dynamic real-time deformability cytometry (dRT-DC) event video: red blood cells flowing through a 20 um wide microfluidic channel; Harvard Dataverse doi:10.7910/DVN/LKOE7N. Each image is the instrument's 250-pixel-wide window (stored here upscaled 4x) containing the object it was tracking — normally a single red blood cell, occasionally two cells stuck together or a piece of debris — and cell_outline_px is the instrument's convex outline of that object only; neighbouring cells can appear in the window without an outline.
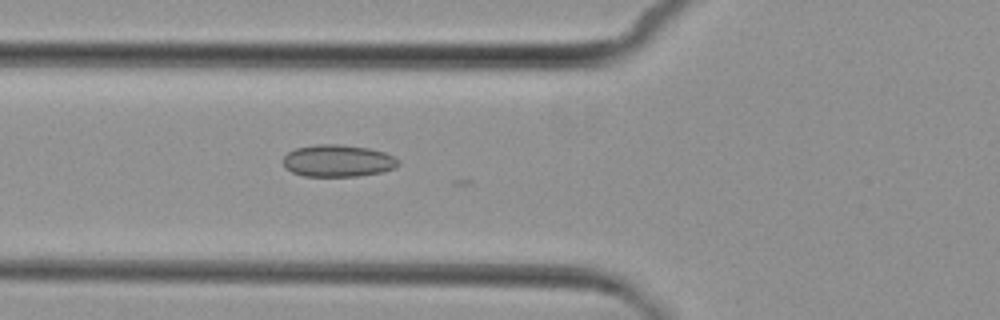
{"species": "common noctule bat (a hibernating species)", "species_latin": "Nyctalus noctula", "temperature_condition": "cold", "stored_images_in_passage": 3, "camera_frame_rate_fps": 3000, "um_per_image_px": 0.085, "animal": {"sex": "female", "body_mass_g": 29.2, "forearm_length_mm": 56.3}, "frame": {"image": 1, "passage_image": 3, "time_ms": 2.333, "image_size_px": [1000, 320], "cell_outline_px": [[400, 164], [396, 168], [384, 172], [356, 176], [304, 176], [292, 172], [284, 168], [284, 156], [288, 152], [296, 148], [316, 144], [340, 144], [368, 148], [384, 152], [396, 156], [400, 160]], "centroid_in_image_um": [28.76, 13.67], "position_along_channel_um": 97.0, "area_um2": 21.79}}